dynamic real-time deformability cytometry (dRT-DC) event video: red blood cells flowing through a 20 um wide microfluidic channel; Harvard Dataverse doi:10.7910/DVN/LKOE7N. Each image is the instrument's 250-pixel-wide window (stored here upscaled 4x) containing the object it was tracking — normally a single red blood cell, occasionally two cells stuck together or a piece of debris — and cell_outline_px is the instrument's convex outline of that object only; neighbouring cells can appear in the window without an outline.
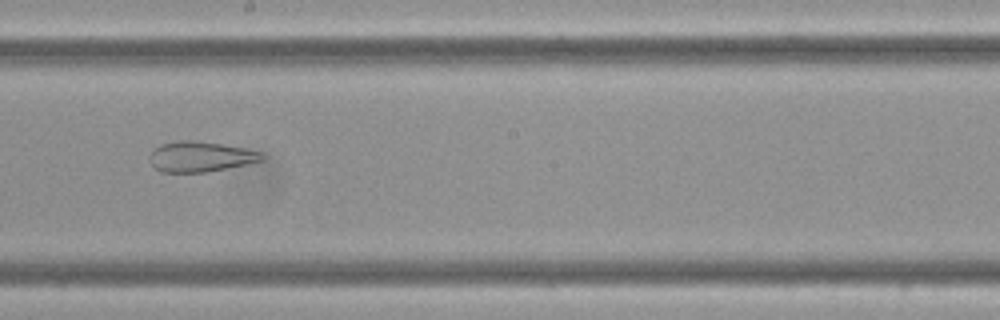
{"species": "Egyptian fruit bat (a non-hibernating species)", "species_latin": "Rousettus aegyptiacus", "temperature_condition": "cold", "stored_images_in_passage": 12, "camera_frame_rate_fps": 3000, "um_per_image_px": 0.085, "frame": {"image": 1, "passage_image": 7, "time_ms": 2.0, "image_size_px": [1000, 320], "cell_outline_px": [[264, 160], [248, 164], [204, 172], [160, 172], [152, 164], [148, 156], [152, 148], [160, 144], [180, 140], [192, 140], [220, 144], [244, 148], [264, 152]], "centroid_in_image_um": [17.02, 13.31], "position_along_channel_um": 231.2, "area_um2": 19.94}}